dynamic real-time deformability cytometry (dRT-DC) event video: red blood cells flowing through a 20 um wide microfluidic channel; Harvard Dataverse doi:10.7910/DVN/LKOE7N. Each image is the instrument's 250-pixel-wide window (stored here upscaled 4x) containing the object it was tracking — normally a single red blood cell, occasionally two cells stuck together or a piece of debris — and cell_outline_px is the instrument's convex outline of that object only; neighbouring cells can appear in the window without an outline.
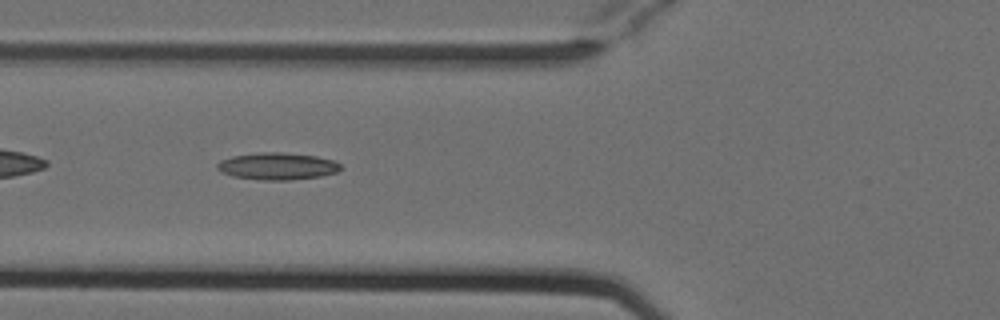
{"species": "Egyptian fruit bat (a non-hibernating species)", "species_latin": "Rousettus aegyptiacus", "temperature_condition": "cold", "stored_images_in_passage": 38, "camera_frame_rate_fps": 3000, "um_per_image_px": 0.085, "animal": {"sex": "female"}, "frame": {"image": 1, "passage_image": 5, "time_ms": 1.333, "image_size_px": [1000, 320], "cell_outline_px": [[340, 168], [336, 172], [320, 176], [288, 180], [260, 180], [232, 176], [220, 172], [216, 168], [216, 164], [220, 160], [232, 156], [260, 152], [280, 152], [316, 156], [332, 160], [340, 164]], "centroid_in_image_um": [23.51, 14.12], "position_along_channel_um": 102.3, "area_um2": 19.42}}
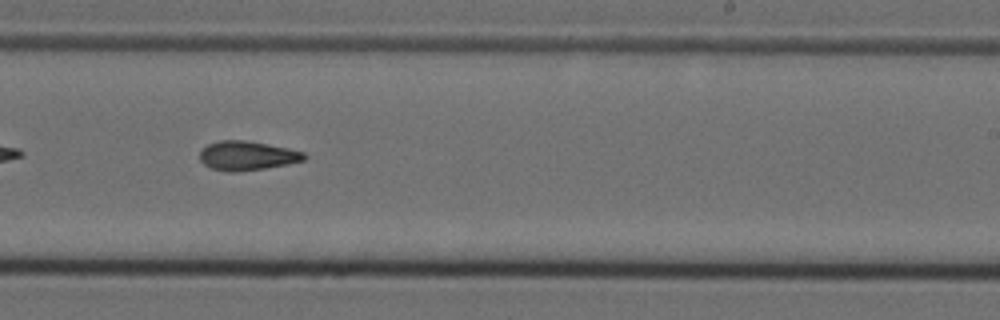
{"frame": {"image": 2, "passage_image": 18, "time_ms": 5.667, "image_size_px": [1000, 320], "cell_outline_px": [[308, 156], [304, 160], [288, 164], [264, 168], [236, 172], [228, 172], [212, 168], [204, 164], [200, 160], [200, 148], [208, 144], [220, 140], [244, 140], [288, 148], [304, 152]], "centroid_in_image_um": [20.99, 13.23], "position_along_channel_um": 268.0, "area_um2": 17.74}}
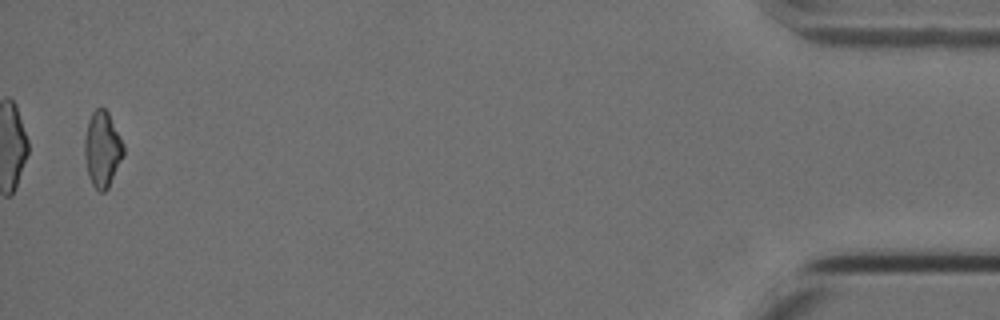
{"frame": {"image": 3, "passage_image": 37, "time_ms": 12.0, "image_size_px": [1000, 320], "cell_outline_px": [[124, 152], [108, 188], [104, 192], [100, 192], [92, 184], [88, 176], [84, 156], [84, 140], [88, 120], [92, 112], [96, 108], [104, 108], [108, 112], [124, 144]], "centroid_in_image_um": [8.68, 12.67], "position_along_channel_um": 426.5, "area_um2": 17.05}, "authors_computed_cell_mechanics": {"area_um2": 17.4267, "velocity_mm_per_s": 3.8198, "shape_relaxation_time_tau1_ms": null, "shape_relaxation_time_tau2_ms": 5.9439, "deformation_change_tau1": null, "deformation_change_tau2": 0.1469}}